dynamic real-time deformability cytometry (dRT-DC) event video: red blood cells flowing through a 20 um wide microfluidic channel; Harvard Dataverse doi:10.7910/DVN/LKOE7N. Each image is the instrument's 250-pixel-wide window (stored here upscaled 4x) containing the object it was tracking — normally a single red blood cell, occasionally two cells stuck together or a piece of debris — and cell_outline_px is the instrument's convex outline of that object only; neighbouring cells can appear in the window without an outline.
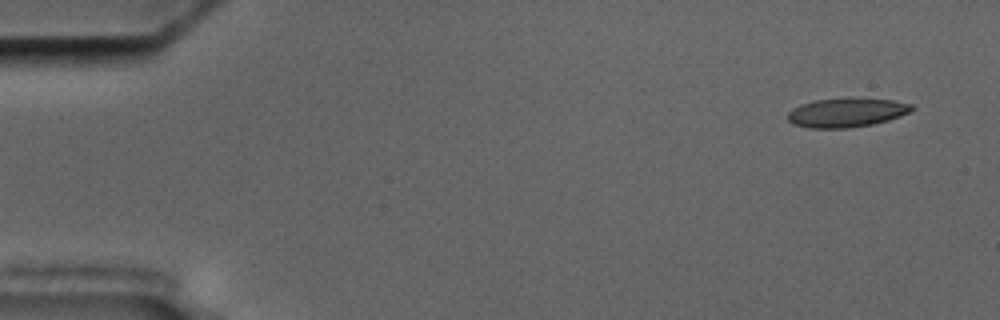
{"species": "common noctule bat (a hibernating species)", "species_latin": "Nyctalus noctula", "temperature_condition": "cold", "stored_images_in_passage": 5, "camera_frame_rate_fps": 3000, "um_per_image_px": 0.085, "animal": {"sex": "male", "body_mass_g": 17.5, "forearm_length_mm": 52.3}, "frame": {"image": 1, "passage_image": 1, "time_ms": 0.0, "image_size_px": [1000, 320], "cell_outline_px": [[916, 108], [912, 112], [888, 120], [872, 124], [848, 128], [808, 128], [792, 124], [788, 120], [788, 112], [792, 108], [800, 104], [816, 100], [892, 100], [912, 104]], "centroid_in_image_um": [71.95, 9.6], "position_along_channel_um": 13.1, "area_um2": 20.52}}
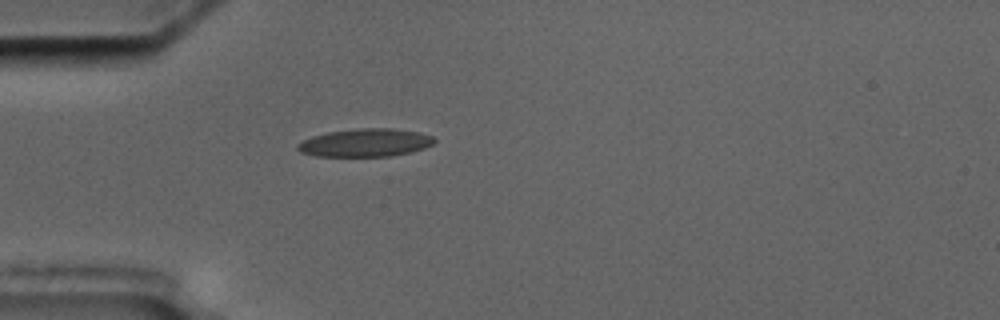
{"frame": {"image": 2, "passage_image": 5, "time_ms": 4.333, "image_size_px": [1000, 320], "cell_outline_px": [[436, 140], [432, 144], [424, 148], [392, 156], [316, 156], [300, 152], [296, 148], [296, 144], [312, 136], [328, 132], [360, 128], [392, 128], [420, 132], [432, 136]], "centroid_in_image_um": [31.04, 12.12], "position_along_channel_um": 54.0, "area_um2": 22.25}}